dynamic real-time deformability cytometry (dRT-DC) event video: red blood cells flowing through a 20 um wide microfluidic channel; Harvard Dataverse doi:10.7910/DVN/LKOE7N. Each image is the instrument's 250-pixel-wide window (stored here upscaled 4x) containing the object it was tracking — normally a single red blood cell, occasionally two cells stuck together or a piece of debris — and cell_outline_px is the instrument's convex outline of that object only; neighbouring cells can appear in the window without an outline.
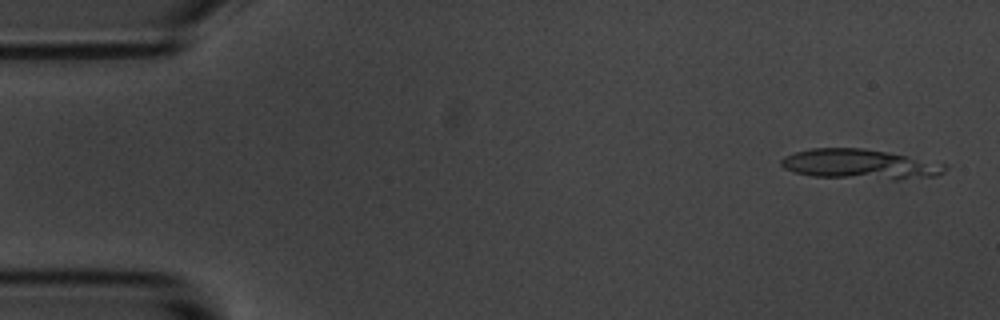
{"species": "common noctule bat (a hibernating species)", "species_latin": "Nyctalus noctula", "temperature_condition": "room temperature", "stored_images_in_passage": 13, "camera_frame_rate_fps": 3000, "um_per_image_px": 0.085, "animal": {"sex": "male", "body_mass_g": 20.1, "forearm_length_mm": 53.5}, "frame": {"image": 1, "passage_image": 2, "time_ms": 0.333, "image_size_px": [1000, 320], "cell_outline_px": [[948, 168], [944, 172], [936, 176], [900, 180], [892, 180], [812, 176], [796, 172], [784, 168], [780, 164], [780, 160], [784, 156], [796, 152], [812, 148], [864, 148], [888, 152], [948, 164]], "centroid_in_image_um": [73.14, 13.97], "position_along_channel_um": 11.9, "area_um2": 28.84}}